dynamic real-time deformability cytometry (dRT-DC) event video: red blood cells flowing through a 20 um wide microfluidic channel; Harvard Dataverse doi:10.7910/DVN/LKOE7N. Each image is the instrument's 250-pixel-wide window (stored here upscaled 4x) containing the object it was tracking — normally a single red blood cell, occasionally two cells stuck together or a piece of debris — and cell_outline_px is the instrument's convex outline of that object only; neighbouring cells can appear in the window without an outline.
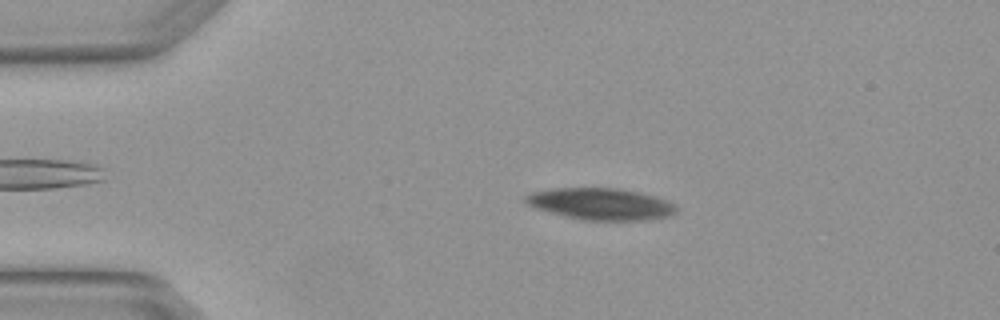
{"species": "Egyptian fruit bat (a non-hibernating species)", "species_latin": "Rousettus aegyptiacus", "temperature_condition": "warm", "stored_images_in_passage": 1, "camera_frame_rate_fps": 3000, "um_per_image_px": 0.085, "animal": {"sex": "female"}, "frame": {"image": 1, "passage_image": 1, "time_ms": 0.0, "image_size_px": [1000, 320], "cell_outline_px": [[676, 212], [668, 216], [644, 220], [584, 220], [564, 216], [536, 208], [528, 204], [524, 200], [524, 196], [532, 192], [552, 188], [620, 188], [640, 192], [656, 196], [668, 200], [676, 204]], "centroid_in_image_um": [51.08, 17.32], "position_along_channel_um": 33.9, "area_um2": 27.92}}